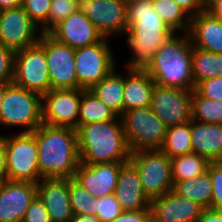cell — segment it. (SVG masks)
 <instances>
[{"label": "cell", "instance_id": "cell-1", "mask_svg": "<svg viewBox=\"0 0 222 222\" xmlns=\"http://www.w3.org/2000/svg\"><path fill=\"white\" fill-rule=\"evenodd\" d=\"M128 31L126 42L132 57L126 67L132 71H147L154 55L175 32L161 19L152 0H127Z\"/></svg>", "mask_w": 222, "mask_h": 222}, {"label": "cell", "instance_id": "cell-2", "mask_svg": "<svg viewBox=\"0 0 222 222\" xmlns=\"http://www.w3.org/2000/svg\"><path fill=\"white\" fill-rule=\"evenodd\" d=\"M33 134L38 145L40 176L74 178L80 164L76 129L42 123L33 131Z\"/></svg>", "mask_w": 222, "mask_h": 222}, {"label": "cell", "instance_id": "cell-3", "mask_svg": "<svg viewBox=\"0 0 222 222\" xmlns=\"http://www.w3.org/2000/svg\"><path fill=\"white\" fill-rule=\"evenodd\" d=\"M80 163L129 162L131 151L127 144L121 119L88 123L77 129Z\"/></svg>", "mask_w": 222, "mask_h": 222}, {"label": "cell", "instance_id": "cell-4", "mask_svg": "<svg viewBox=\"0 0 222 222\" xmlns=\"http://www.w3.org/2000/svg\"><path fill=\"white\" fill-rule=\"evenodd\" d=\"M174 33L154 55L153 64L146 71L154 82L163 87L193 90V43L189 33Z\"/></svg>", "mask_w": 222, "mask_h": 222}, {"label": "cell", "instance_id": "cell-5", "mask_svg": "<svg viewBox=\"0 0 222 222\" xmlns=\"http://www.w3.org/2000/svg\"><path fill=\"white\" fill-rule=\"evenodd\" d=\"M42 96L15 83L4 85L0 126L19 127L18 132H33L42 124Z\"/></svg>", "mask_w": 222, "mask_h": 222}, {"label": "cell", "instance_id": "cell-6", "mask_svg": "<svg viewBox=\"0 0 222 222\" xmlns=\"http://www.w3.org/2000/svg\"><path fill=\"white\" fill-rule=\"evenodd\" d=\"M120 118L131 152L160 149L164 144L168 127L150 106L127 110Z\"/></svg>", "mask_w": 222, "mask_h": 222}, {"label": "cell", "instance_id": "cell-7", "mask_svg": "<svg viewBox=\"0 0 222 222\" xmlns=\"http://www.w3.org/2000/svg\"><path fill=\"white\" fill-rule=\"evenodd\" d=\"M129 161L137 168L142 190L149 200L173 190L171 158L160 149L131 152Z\"/></svg>", "mask_w": 222, "mask_h": 222}, {"label": "cell", "instance_id": "cell-8", "mask_svg": "<svg viewBox=\"0 0 222 222\" xmlns=\"http://www.w3.org/2000/svg\"><path fill=\"white\" fill-rule=\"evenodd\" d=\"M6 136V179L37 184L42 177L38 168V145L33 132Z\"/></svg>", "mask_w": 222, "mask_h": 222}, {"label": "cell", "instance_id": "cell-9", "mask_svg": "<svg viewBox=\"0 0 222 222\" xmlns=\"http://www.w3.org/2000/svg\"><path fill=\"white\" fill-rule=\"evenodd\" d=\"M109 38L75 49V72L78 89L90 90L118 65Z\"/></svg>", "mask_w": 222, "mask_h": 222}, {"label": "cell", "instance_id": "cell-10", "mask_svg": "<svg viewBox=\"0 0 222 222\" xmlns=\"http://www.w3.org/2000/svg\"><path fill=\"white\" fill-rule=\"evenodd\" d=\"M13 83L41 96L51 90L45 49L39 43L15 52Z\"/></svg>", "mask_w": 222, "mask_h": 222}, {"label": "cell", "instance_id": "cell-11", "mask_svg": "<svg viewBox=\"0 0 222 222\" xmlns=\"http://www.w3.org/2000/svg\"><path fill=\"white\" fill-rule=\"evenodd\" d=\"M77 6L104 38L126 35L127 0H77Z\"/></svg>", "mask_w": 222, "mask_h": 222}, {"label": "cell", "instance_id": "cell-12", "mask_svg": "<svg viewBox=\"0 0 222 222\" xmlns=\"http://www.w3.org/2000/svg\"><path fill=\"white\" fill-rule=\"evenodd\" d=\"M47 59L51 89H76L75 49L56 41L48 33H42L38 42Z\"/></svg>", "mask_w": 222, "mask_h": 222}, {"label": "cell", "instance_id": "cell-13", "mask_svg": "<svg viewBox=\"0 0 222 222\" xmlns=\"http://www.w3.org/2000/svg\"><path fill=\"white\" fill-rule=\"evenodd\" d=\"M83 89H51L42 96V122L49 126L78 128Z\"/></svg>", "mask_w": 222, "mask_h": 222}, {"label": "cell", "instance_id": "cell-14", "mask_svg": "<svg viewBox=\"0 0 222 222\" xmlns=\"http://www.w3.org/2000/svg\"><path fill=\"white\" fill-rule=\"evenodd\" d=\"M150 108L167 127L190 122L192 120V90L155 84Z\"/></svg>", "mask_w": 222, "mask_h": 222}, {"label": "cell", "instance_id": "cell-15", "mask_svg": "<svg viewBox=\"0 0 222 222\" xmlns=\"http://www.w3.org/2000/svg\"><path fill=\"white\" fill-rule=\"evenodd\" d=\"M41 34L22 6L0 11V44L16 52L38 43Z\"/></svg>", "mask_w": 222, "mask_h": 222}, {"label": "cell", "instance_id": "cell-16", "mask_svg": "<svg viewBox=\"0 0 222 222\" xmlns=\"http://www.w3.org/2000/svg\"><path fill=\"white\" fill-rule=\"evenodd\" d=\"M37 196V184L4 179L0 186V222H22Z\"/></svg>", "mask_w": 222, "mask_h": 222}, {"label": "cell", "instance_id": "cell-17", "mask_svg": "<svg viewBox=\"0 0 222 222\" xmlns=\"http://www.w3.org/2000/svg\"><path fill=\"white\" fill-rule=\"evenodd\" d=\"M127 162L97 163L93 165L79 164L74 179L80 183L93 197L113 194L118 182L121 168Z\"/></svg>", "mask_w": 222, "mask_h": 222}, {"label": "cell", "instance_id": "cell-18", "mask_svg": "<svg viewBox=\"0 0 222 222\" xmlns=\"http://www.w3.org/2000/svg\"><path fill=\"white\" fill-rule=\"evenodd\" d=\"M48 34L73 49L95 44L103 38L87 16L79 10L55 25Z\"/></svg>", "mask_w": 222, "mask_h": 222}, {"label": "cell", "instance_id": "cell-19", "mask_svg": "<svg viewBox=\"0 0 222 222\" xmlns=\"http://www.w3.org/2000/svg\"><path fill=\"white\" fill-rule=\"evenodd\" d=\"M152 222H196L205 209L173 191L150 200Z\"/></svg>", "mask_w": 222, "mask_h": 222}, {"label": "cell", "instance_id": "cell-20", "mask_svg": "<svg viewBox=\"0 0 222 222\" xmlns=\"http://www.w3.org/2000/svg\"><path fill=\"white\" fill-rule=\"evenodd\" d=\"M37 196L45 205L51 222H71L69 179L42 178L37 183Z\"/></svg>", "mask_w": 222, "mask_h": 222}, {"label": "cell", "instance_id": "cell-21", "mask_svg": "<svg viewBox=\"0 0 222 222\" xmlns=\"http://www.w3.org/2000/svg\"><path fill=\"white\" fill-rule=\"evenodd\" d=\"M114 195L122 211H140L150 207V200L142 190L138 170L130 161L121 168Z\"/></svg>", "mask_w": 222, "mask_h": 222}, {"label": "cell", "instance_id": "cell-22", "mask_svg": "<svg viewBox=\"0 0 222 222\" xmlns=\"http://www.w3.org/2000/svg\"><path fill=\"white\" fill-rule=\"evenodd\" d=\"M188 33L194 47L222 54V19L204 10L191 16Z\"/></svg>", "mask_w": 222, "mask_h": 222}, {"label": "cell", "instance_id": "cell-23", "mask_svg": "<svg viewBox=\"0 0 222 222\" xmlns=\"http://www.w3.org/2000/svg\"><path fill=\"white\" fill-rule=\"evenodd\" d=\"M192 152L210 162L222 161V124L191 120Z\"/></svg>", "mask_w": 222, "mask_h": 222}, {"label": "cell", "instance_id": "cell-24", "mask_svg": "<svg viewBox=\"0 0 222 222\" xmlns=\"http://www.w3.org/2000/svg\"><path fill=\"white\" fill-rule=\"evenodd\" d=\"M124 74V112L135 108L149 107L155 86L146 71H132L126 68Z\"/></svg>", "mask_w": 222, "mask_h": 222}, {"label": "cell", "instance_id": "cell-25", "mask_svg": "<svg viewBox=\"0 0 222 222\" xmlns=\"http://www.w3.org/2000/svg\"><path fill=\"white\" fill-rule=\"evenodd\" d=\"M117 71V67L114 68L90 91L120 117L124 112V74Z\"/></svg>", "mask_w": 222, "mask_h": 222}, {"label": "cell", "instance_id": "cell-26", "mask_svg": "<svg viewBox=\"0 0 222 222\" xmlns=\"http://www.w3.org/2000/svg\"><path fill=\"white\" fill-rule=\"evenodd\" d=\"M178 196L197 202L204 208H211L212 181L208 171L200 176L173 182V190Z\"/></svg>", "mask_w": 222, "mask_h": 222}, {"label": "cell", "instance_id": "cell-27", "mask_svg": "<svg viewBox=\"0 0 222 222\" xmlns=\"http://www.w3.org/2000/svg\"><path fill=\"white\" fill-rule=\"evenodd\" d=\"M112 119L121 118L90 90L82 92L79 105L78 127L88 123L103 122Z\"/></svg>", "mask_w": 222, "mask_h": 222}, {"label": "cell", "instance_id": "cell-28", "mask_svg": "<svg viewBox=\"0 0 222 222\" xmlns=\"http://www.w3.org/2000/svg\"><path fill=\"white\" fill-rule=\"evenodd\" d=\"M192 72L195 85L202 80L222 76V54L193 47Z\"/></svg>", "mask_w": 222, "mask_h": 222}, {"label": "cell", "instance_id": "cell-29", "mask_svg": "<svg viewBox=\"0 0 222 222\" xmlns=\"http://www.w3.org/2000/svg\"><path fill=\"white\" fill-rule=\"evenodd\" d=\"M210 161L194 152L171 159L173 182L188 180L202 175L208 169Z\"/></svg>", "mask_w": 222, "mask_h": 222}, {"label": "cell", "instance_id": "cell-30", "mask_svg": "<svg viewBox=\"0 0 222 222\" xmlns=\"http://www.w3.org/2000/svg\"><path fill=\"white\" fill-rule=\"evenodd\" d=\"M152 6L175 33L189 32L191 16L174 0H152Z\"/></svg>", "mask_w": 222, "mask_h": 222}, {"label": "cell", "instance_id": "cell-31", "mask_svg": "<svg viewBox=\"0 0 222 222\" xmlns=\"http://www.w3.org/2000/svg\"><path fill=\"white\" fill-rule=\"evenodd\" d=\"M171 159L192 152L191 121L167 128L164 144L160 148Z\"/></svg>", "mask_w": 222, "mask_h": 222}, {"label": "cell", "instance_id": "cell-32", "mask_svg": "<svg viewBox=\"0 0 222 222\" xmlns=\"http://www.w3.org/2000/svg\"><path fill=\"white\" fill-rule=\"evenodd\" d=\"M192 120L222 124V100L208 99L192 90Z\"/></svg>", "mask_w": 222, "mask_h": 222}, {"label": "cell", "instance_id": "cell-33", "mask_svg": "<svg viewBox=\"0 0 222 222\" xmlns=\"http://www.w3.org/2000/svg\"><path fill=\"white\" fill-rule=\"evenodd\" d=\"M69 201L73 215H96L95 197L74 178L69 179Z\"/></svg>", "mask_w": 222, "mask_h": 222}, {"label": "cell", "instance_id": "cell-34", "mask_svg": "<svg viewBox=\"0 0 222 222\" xmlns=\"http://www.w3.org/2000/svg\"><path fill=\"white\" fill-rule=\"evenodd\" d=\"M50 7L51 0H23L22 2V8L42 33H48Z\"/></svg>", "mask_w": 222, "mask_h": 222}, {"label": "cell", "instance_id": "cell-35", "mask_svg": "<svg viewBox=\"0 0 222 222\" xmlns=\"http://www.w3.org/2000/svg\"><path fill=\"white\" fill-rule=\"evenodd\" d=\"M95 210L101 222H111L123 212L114 193L95 198Z\"/></svg>", "mask_w": 222, "mask_h": 222}, {"label": "cell", "instance_id": "cell-36", "mask_svg": "<svg viewBox=\"0 0 222 222\" xmlns=\"http://www.w3.org/2000/svg\"><path fill=\"white\" fill-rule=\"evenodd\" d=\"M78 10L77 0H51L48 32L59 22Z\"/></svg>", "mask_w": 222, "mask_h": 222}, {"label": "cell", "instance_id": "cell-37", "mask_svg": "<svg viewBox=\"0 0 222 222\" xmlns=\"http://www.w3.org/2000/svg\"><path fill=\"white\" fill-rule=\"evenodd\" d=\"M207 171L212 181L211 209L222 211V161L210 162Z\"/></svg>", "mask_w": 222, "mask_h": 222}, {"label": "cell", "instance_id": "cell-38", "mask_svg": "<svg viewBox=\"0 0 222 222\" xmlns=\"http://www.w3.org/2000/svg\"><path fill=\"white\" fill-rule=\"evenodd\" d=\"M15 51L0 44V85L13 83Z\"/></svg>", "mask_w": 222, "mask_h": 222}, {"label": "cell", "instance_id": "cell-39", "mask_svg": "<svg viewBox=\"0 0 222 222\" xmlns=\"http://www.w3.org/2000/svg\"><path fill=\"white\" fill-rule=\"evenodd\" d=\"M194 89L208 99L222 100V76L202 80Z\"/></svg>", "mask_w": 222, "mask_h": 222}, {"label": "cell", "instance_id": "cell-40", "mask_svg": "<svg viewBox=\"0 0 222 222\" xmlns=\"http://www.w3.org/2000/svg\"><path fill=\"white\" fill-rule=\"evenodd\" d=\"M22 222H51L45 205L38 196L30 203Z\"/></svg>", "mask_w": 222, "mask_h": 222}, {"label": "cell", "instance_id": "cell-41", "mask_svg": "<svg viewBox=\"0 0 222 222\" xmlns=\"http://www.w3.org/2000/svg\"><path fill=\"white\" fill-rule=\"evenodd\" d=\"M111 222H152L151 209H143L140 211H123Z\"/></svg>", "mask_w": 222, "mask_h": 222}, {"label": "cell", "instance_id": "cell-42", "mask_svg": "<svg viewBox=\"0 0 222 222\" xmlns=\"http://www.w3.org/2000/svg\"><path fill=\"white\" fill-rule=\"evenodd\" d=\"M181 6L190 16L197 15L205 10V7L199 0H174Z\"/></svg>", "mask_w": 222, "mask_h": 222}, {"label": "cell", "instance_id": "cell-43", "mask_svg": "<svg viewBox=\"0 0 222 222\" xmlns=\"http://www.w3.org/2000/svg\"><path fill=\"white\" fill-rule=\"evenodd\" d=\"M7 163H6V135L0 134V178L6 179Z\"/></svg>", "mask_w": 222, "mask_h": 222}, {"label": "cell", "instance_id": "cell-44", "mask_svg": "<svg viewBox=\"0 0 222 222\" xmlns=\"http://www.w3.org/2000/svg\"><path fill=\"white\" fill-rule=\"evenodd\" d=\"M196 222H222V211L205 208Z\"/></svg>", "mask_w": 222, "mask_h": 222}, {"label": "cell", "instance_id": "cell-45", "mask_svg": "<svg viewBox=\"0 0 222 222\" xmlns=\"http://www.w3.org/2000/svg\"><path fill=\"white\" fill-rule=\"evenodd\" d=\"M207 10L211 15L222 19V0H213L211 1L206 7Z\"/></svg>", "mask_w": 222, "mask_h": 222}, {"label": "cell", "instance_id": "cell-46", "mask_svg": "<svg viewBox=\"0 0 222 222\" xmlns=\"http://www.w3.org/2000/svg\"><path fill=\"white\" fill-rule=\"evenodd\" d=\"M71 222H101V220L96 215H73Z\"/></svg>", "mask_w": 222, "mask_h": 222}, {"label": "cell", "instance_id": "cell-47", "mask_svg": "<svg viewBox=\"0 0 222 222\" xmlns=\"http://www.w3.org/2000/svg\"><path fill=\"white\" fill-rule=\"evenodd\" d=\"M23 0H0V11L22 6Z\"/></svg>", "mask_w": 222, "mask_h": 222}, {"label": "cell", "instance_id": "cell-48", "mask_svg": "<svg viewBox=\"0 0 222 222\" xmlns=\"http://www.w3.org/2000/svg\"><path fill=\"white\" fill-rule=\"evenodd\" d=\"M3 94H4V85H0V108L3 99Z\"/></svg>", "mask_w": 222, "mask_h": 222}, {"label": "cell", "instance_id": "cell-49", "mask_svg": "<svg viewBox=\"0 0 222 222\" xmlns=\"http://www.w3.org/2000/svg\"><path fill=\"white\" fill-rule=\"evenodd\" d=\"M204 7H206L213 0H199Z\"/></svg>", "mask_w": 222, "mask_h": 222}, {"label": "cell", "instance_id": "cell-50", "mask_svg": "<svg viewBox=\"0 0 222 222\" xmlns=\"http://www.w3.org/2000/svg\"><path fill=\"white\" fill-rule=\"evenodd\" d=\"M3 180H4V179L0 178V186H1L2 182H3Z\"/></svg>", "mask_w": 222, "mask_h": 222}]
</instances>
